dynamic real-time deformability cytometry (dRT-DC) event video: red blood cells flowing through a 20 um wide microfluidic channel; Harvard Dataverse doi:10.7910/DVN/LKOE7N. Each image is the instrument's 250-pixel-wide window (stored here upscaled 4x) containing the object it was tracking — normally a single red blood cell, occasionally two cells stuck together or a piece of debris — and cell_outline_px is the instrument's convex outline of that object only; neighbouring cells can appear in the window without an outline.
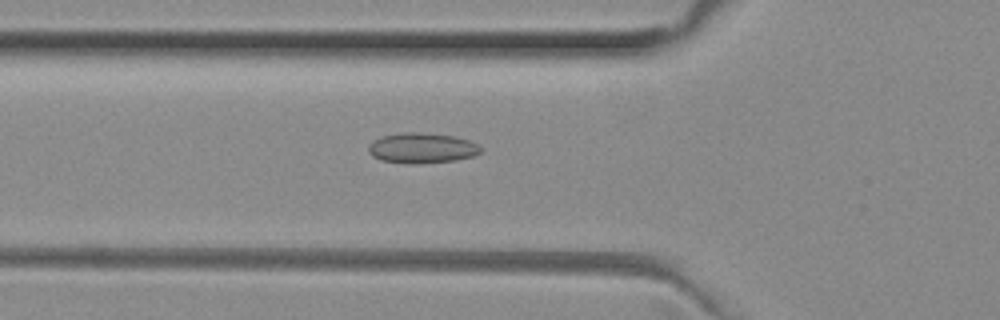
{"species": "common noctule bat (a hibernating species)", "species_latin": "Nyctalus noctula", "temperature_condition": "room temperature", "stored_images_in_passage": 51, "camera_frame_rate_fps": 3000, "um_per_image_px": 0.085, "animal": {"sex": "female", "body_mass_g": 29.2, "forearm_length_mm": 56.3}, "frame": {"image": 1, "passage_image": 18, "time_ms": 5.667, "image_size_px": [1000, 320], "cell_outline_px": [[480, 152], [472, 156], [456, 160], [412, 164], [380, 160], [372, 156], [368, 152], [368, 148], [380, 136], [404, 132], [420, 132], [456, 136], [480, 144]], "centroid_in_image_um": [35.87, 12.58], "position_along_channel_um": 89.9, "area_um2": 19.77}}
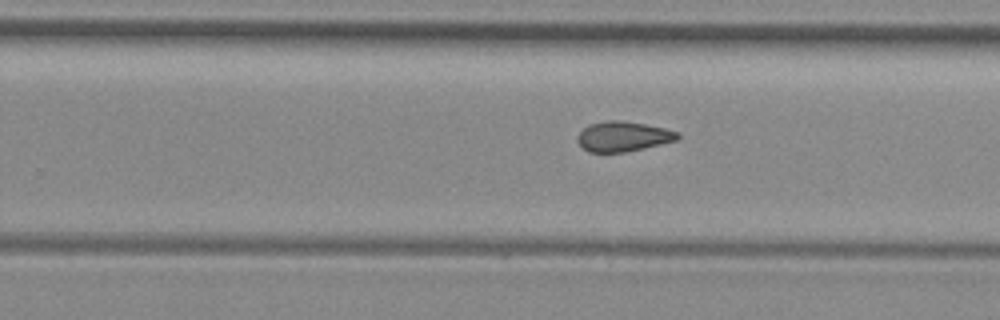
{"frame": {"image": 2, "passage_image": 32, "time_ms": 10.333, "image_size_px": [1000, 320], "cell_outline_px": [[680, 136], [676, 140], [644, 148], [624, 152], [588, 152], [576, 140], [576, 136], [588, 124], [604, 120], [620, 120], [644, 124], [664, 128], [680, 132]], "centroid_in_image_um": [52.94, 11.59], "position_along_channel_um": 276.9, "area_um2": 17.51}}
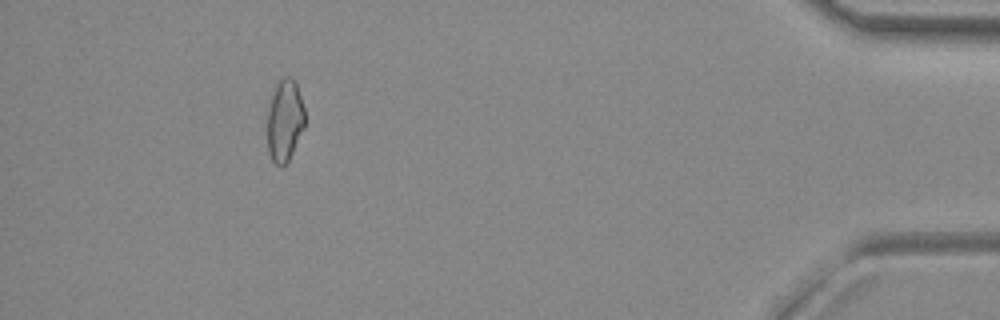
{"frame": {"image": 3, "passage_image": 47, "time_ms": 15.333, "image_size_px": [1000, 320], "cell_outline_px": [[304, 128], [288, 160], [284, 164], [276, 164], [272, 160], [268, 152], [268, 112], [276, 80], [280, 76], [292, 76], [296, 84], [304, 108]], "centroid_in_image_um": [24.2, 10.17], "position_along_channel_um": 411.0, "area_um2": 17.74}, "authors_computed_cell_mechanics": {"area_um2": 18.4382, "velocity_mm_per_s": 4.0018, "shape_relaxation_time_tau1_ms": null, "shape_relaxation_time_tau2_ms": 3.0143, "deformation_change_tau1": null, "deformation_change_tau2": 0.0909}}